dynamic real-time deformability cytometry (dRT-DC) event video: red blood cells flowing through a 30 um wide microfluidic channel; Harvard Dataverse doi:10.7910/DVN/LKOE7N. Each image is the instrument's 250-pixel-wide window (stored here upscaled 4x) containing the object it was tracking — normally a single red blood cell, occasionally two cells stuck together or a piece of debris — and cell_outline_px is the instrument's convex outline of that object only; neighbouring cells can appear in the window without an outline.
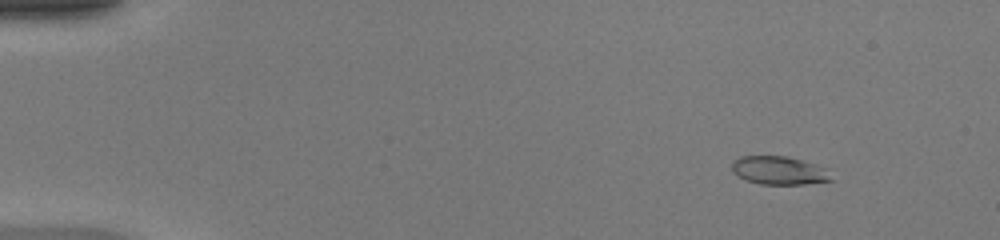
{"species": "common noctule bat (a hibernating species)", "species_latin": "Nyctalus noctula", "temperature_condition": "warm", "stored_images_in_passage": 49, "camera_frame_rate_fps": 3000, "um_per_image_px": 0.085, "animal": {"sex": "female", "body_mass_g": 20.0, "forearm_length_mm": 54.0}, "frame": {"image": 1, "passage_image": 5, "time_ms": 1.333, "image_size_px": [1000, 240], "cell_outline_px": [[832, 180], [804, 184], [760, 184], [748, 180], [732, 172], [732, 160], [740, 156], [788, 156], [824, 168]], "centroid_in_image_um": [66.15, 14.48], "position_along_channel_um": 18.9, "area_um2": 16.01}}
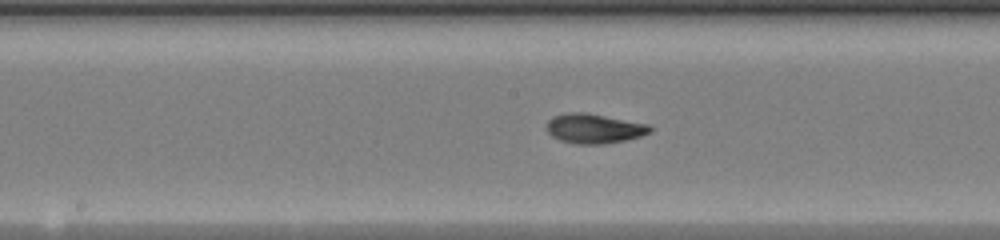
{"frame": {"image": 2, "passage_image": 26, "time_ms": 8.333, "image_size_px": [1000, 240], "cell_outline_px": [[652, 132], [640, 136], [624, 140], [604, 144], [576, 144], [560, 140], [552, 136], [544, 128], [548, 120], [552, 116], [568, 112], [584, 112], [648, 124], [652, 128]], "centroid_in_image_um": [50.45, 10.92], "position_along_channel_um": 197.7, "area_um2": 17.92}}
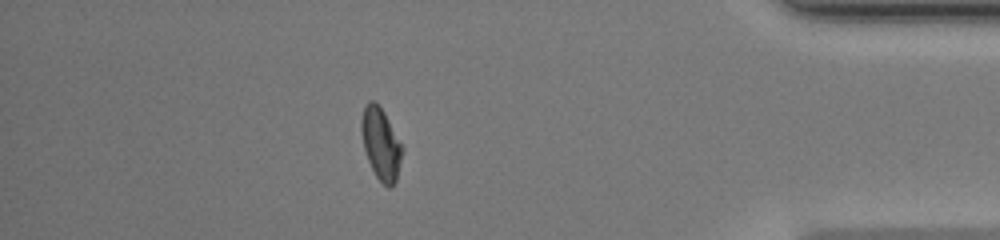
{"frame": {"image": 3, "passage_image": 43, "time_ms": 14.0, "image_size_px": [1000, 240], "cell_outline_px": [[404, 148], [396, 180], [392, 188], [388, 188], [376, 176], [368, 160], [364, 148], [360, 132], [360, 120], [364, 104], [368, 100], [372, 100], [384, 112]], "centroid_in_image_um": [32.36, 12.21], "position_along_channel_um": 402.8, "area_um2": 17.17}, "authors_computed_cell_mechanics": {"area_um2": 16.9354, "velocity_mm_per_s": 4.2519, "shape_relaxation_time_tau1_ms": 5.0395, "shape_relaxation_time_tau2_ms": 1.5572, "deformation_change_tau1": 0.2175, "deformation_change_tau2": 0.0574}}